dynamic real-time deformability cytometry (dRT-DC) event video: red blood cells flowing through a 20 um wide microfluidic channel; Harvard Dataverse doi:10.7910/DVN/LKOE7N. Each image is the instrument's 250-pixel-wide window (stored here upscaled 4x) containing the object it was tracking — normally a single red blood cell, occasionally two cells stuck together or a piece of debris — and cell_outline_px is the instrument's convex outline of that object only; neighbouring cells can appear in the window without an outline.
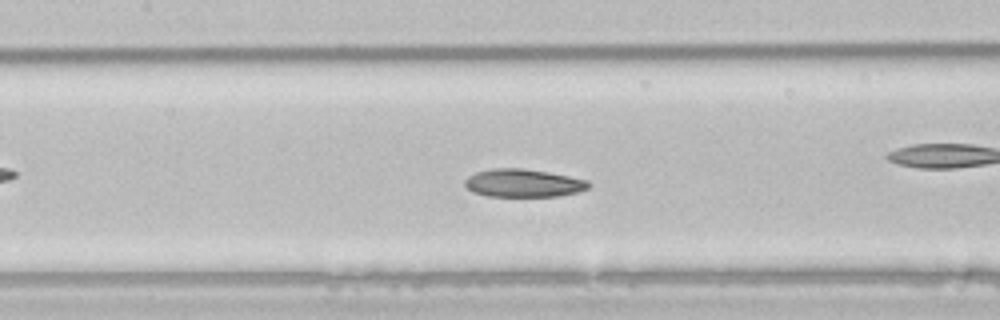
{"species": "common noctule bat (a hibernating species)", "species_latin": "Nyctalus noctula", "temperature_condition": "room temperature", "stored_images_in_passage": 52, "camera_frame_rate_fps": 3000, "um_per_image_px": 0.085, "animal": {"sex": "male", "body_mass_g": 21.5, "forearm_length_mm": 52.0}, "frame": {"image": 1, "passage_image": 23, "time_ms": 7.333, "image_size_px": [1000, 320], "cell_outline_px": [[592, 184], [588, 188], [580, 192], [556, 196], [488, 196], [472, 192], [464, 184], [464, 180], [468, 176], [476, 172], [492, 168], [520, 168], [548, 172], [588, 180]], "centroid_in_image_um": [44.48, 15.56], "position_along_channel_um": 162.9, "area_um2": 20.23}, "authors_computed_cell_mechanics": {"area_um2": 22.4264, "velocity_mm_per_s": 3.9311, "shape_relaxation_time_tau1_ms": 7.4219, "shape_relaxation_time_tau2_ms": 2.6724, "deformation_change_tau1": 0.151, "deformation_change_tau2": 0.0724}}